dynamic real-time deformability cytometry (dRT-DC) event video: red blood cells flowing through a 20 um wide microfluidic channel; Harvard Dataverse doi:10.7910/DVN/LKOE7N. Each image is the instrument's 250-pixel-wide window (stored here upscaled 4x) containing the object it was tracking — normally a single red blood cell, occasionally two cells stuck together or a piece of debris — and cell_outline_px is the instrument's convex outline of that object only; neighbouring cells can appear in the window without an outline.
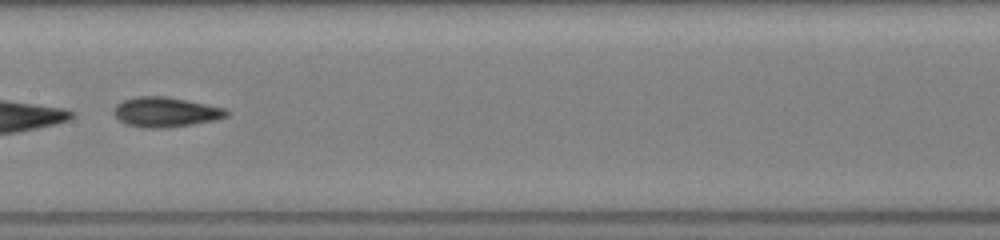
{"species": "common noctule bat (a hibernating species)", "species_latin": "Nyctalus noctula", "temperature_condition": "room temperature", "stored_images_in_passage": 47, "camera_frame_rate_fps": 3000, "um_per_image_px": 0.085, "animal": {"sex": "female", "body_mass_g": 19.5, "forearm_length_mm": 54.1}, "frame": {"image": 1, "passage_image": 26, "time_ms": 8.333, "image_size_px": [1000, 240], "cell_outline_px": [[228, 116], [216, 120], [168, 128], [144, 128], [124, 124], [112, 112], [116, 104], [124, 100], [136, 96], [164, 96], [228, 108]], "centroid_in_image_um": [14.08, 9.53], "position_along_channel_um": 193.3, "area_um2": 19.77}}
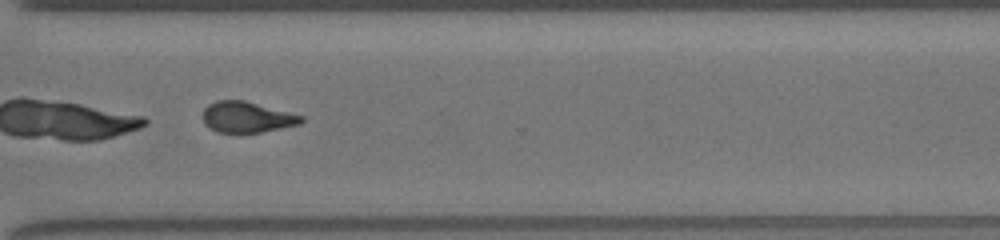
{"frame": {"image": 2, "passage_image": 37, "time_ms": 12.0, "image_size_px": [1000, 240], "cell_outline_px": [[304, 120], [300, 124], [260, 132], [216, 132], [204, 124], [204, 108], [208, 104], [216, 100], [244, 100], [304, 116]], "centroid_in_image_um": [20.98, 9.95], "position_along_channel_um": 349.6, "area_um2": 17.57}}